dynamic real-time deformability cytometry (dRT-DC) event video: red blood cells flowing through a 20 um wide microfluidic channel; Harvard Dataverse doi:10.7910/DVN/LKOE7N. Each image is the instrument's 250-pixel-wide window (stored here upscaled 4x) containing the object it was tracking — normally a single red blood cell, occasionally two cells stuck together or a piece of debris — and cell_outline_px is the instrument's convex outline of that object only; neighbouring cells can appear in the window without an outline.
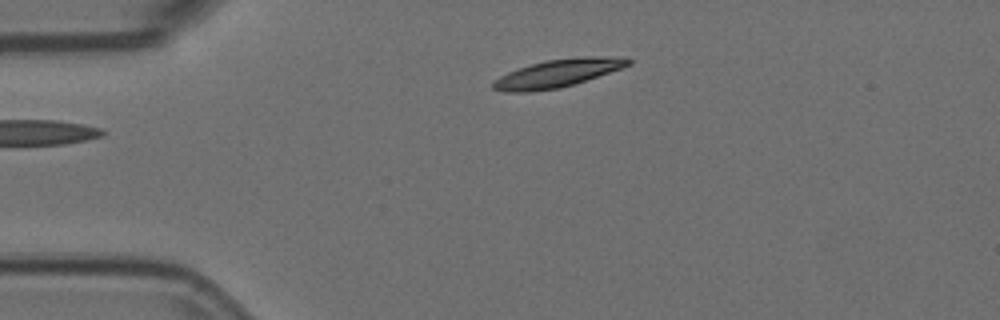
{"species": "Egyptian fruit bat (a non-hibernating species)", "species_latin": "Rousettus aegyptiacus", "temperature_condition": "room temperature", "stored_images_in_passage": 2, "camera_frame_rate_fps": 3000, "um_per_image_px": 0.085, "animal": {"sex": "female"}, "frame": {"image": 1, "passage_image": 1, "time_ms": 0.0, "image_size_px": [1000, 320], "cell_outline_px": [[632, 64], [560, 88], [528, 92], [504, 92], [492, 88], [492, 84], [500, 76], [508, 72], [532, 64], [548, 60], [584, 56], [628, 56], [632, 60]], "centroid_in_image_um": [47.44, 6.21], "position_along_channel_um": 37.6, "area_um2": 21.68}}